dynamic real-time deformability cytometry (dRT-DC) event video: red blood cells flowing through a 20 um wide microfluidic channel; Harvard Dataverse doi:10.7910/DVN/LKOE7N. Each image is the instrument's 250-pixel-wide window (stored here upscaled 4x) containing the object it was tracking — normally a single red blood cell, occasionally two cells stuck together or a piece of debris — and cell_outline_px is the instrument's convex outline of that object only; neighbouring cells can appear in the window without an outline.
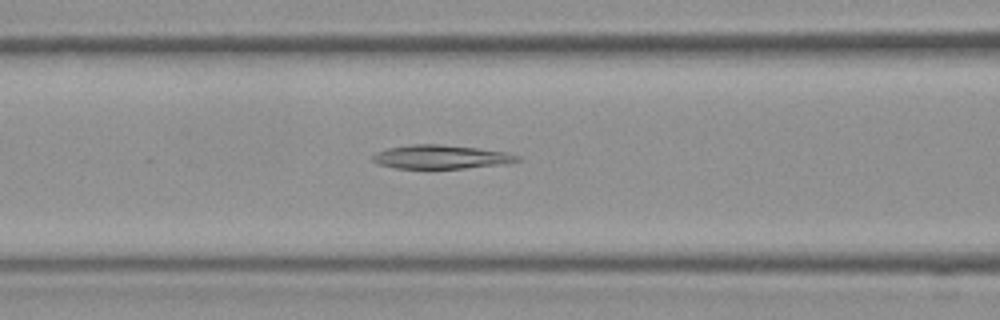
{"species": "Egyptian fruit bat (a non-hibernating species)", "species_latin": "Rousettus aegyptiacus", "temperature_condition": "room temperature", "stored_images_in_passage": 34, "camera_frame_rate_fps": 3000, "um_per_image_px": 0.085, "frame": {"image": 1, "passage_image": 14, "time_ms": 4.333, "image_size_px": [1000, 320], "cell_outline_px": [[520, 160], [508, 164], [464, 168], [396, 168], [380, 164], [372, 160], [372, 156], [376, 152], [388, 148], [412, 144], [440, 144], [476, 148], [508, 152], [520, 156]], "centroid_in_image_um": [37.53, 13.33], "position_along_channel_um": 129.1, "area_um2": 20.0}}
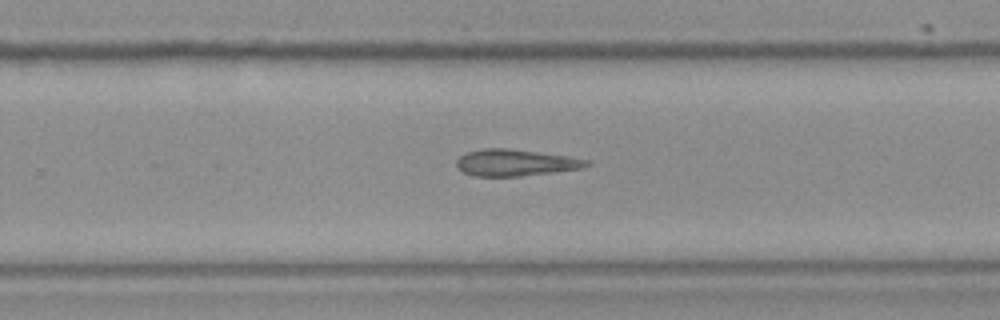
{"frame": {"image": 2, "passage_image": 22, "time_ms": 7.0, "image_size_px": [1000, 320], "cell_outline_px": [[592, 164], [584, 168], [520, 176], [476, 176], [464, 172], [456, 168], [456, 160], [460, 156], [468, 152], [484, 148], [508, 148], [568, 156], [592, 160]], "centroid_in_image_um": [43.85, 13.82], "position_along_channel_um": 286.0, "area_um2": 20.23}}
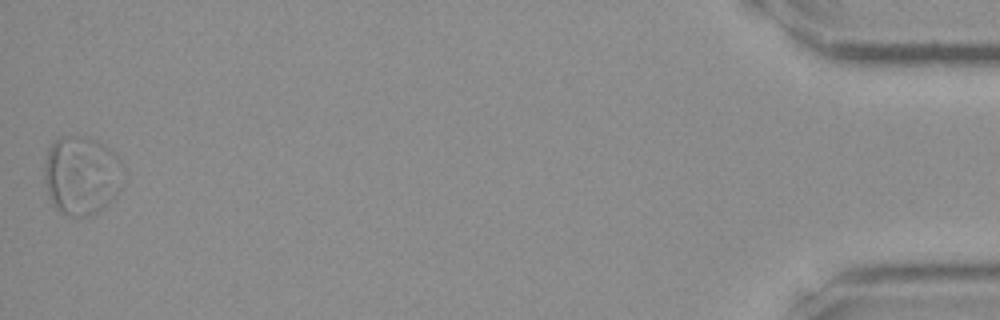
{"frame": {"image": 3, "passage_image": 34, "time_ms": 11.0, "image_size_px": [1000, 320], "cell_outline_px": [[124, 168], [120, 192], [104, 208], [88, 216], [72, 216], [60, 212], [52, 204], [48, 196], [44, 180], [44, 168], [48, 148], [60, 136], [84, 136], [96, 140], [104, 144], [120, 160]], "centroid_in_image_um": [6.93, 14.91], "position_along_channel_um": 428.3, "area_um2": 36.65}}